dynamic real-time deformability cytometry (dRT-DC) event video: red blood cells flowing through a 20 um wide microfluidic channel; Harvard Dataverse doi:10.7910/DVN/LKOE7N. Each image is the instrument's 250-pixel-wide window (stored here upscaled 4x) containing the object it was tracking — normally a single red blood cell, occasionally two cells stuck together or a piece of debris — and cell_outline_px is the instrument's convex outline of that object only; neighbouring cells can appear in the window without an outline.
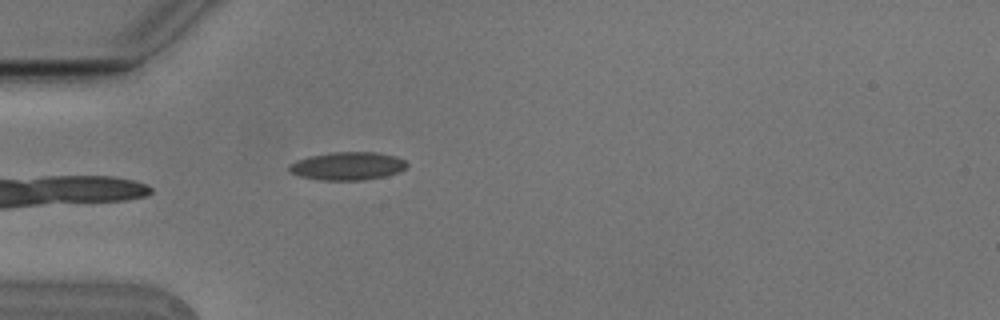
{"species": "Egyptian fruit bat (a non-hibernating species)", "species_latin": "Rousettus aegyptiacus", "temperature_condition": "cold", "stored_images_in_passage": 4, "camera_frame_rate_fps": 3000, "um_per_image_px": 0.085, "animal": {"sex": "male"}, "frame": {"image": 1, "passage_image": 4, "time_ms": 1.0, "image_size_px": [1000, 320], "cell_outline_px": [[408, 164], [400, 172], [384, 176], [364, 180], [324, 180], [300, 176], [288, 172], [288, 164], [296, 160], [308, 156], [332, 152], [376, 152], [396, 156], [404, 160]], "centroid_in_image_um": [29.51, 14.1], "position_along_channel_um": 55.5, "area_um2": 19.36}}